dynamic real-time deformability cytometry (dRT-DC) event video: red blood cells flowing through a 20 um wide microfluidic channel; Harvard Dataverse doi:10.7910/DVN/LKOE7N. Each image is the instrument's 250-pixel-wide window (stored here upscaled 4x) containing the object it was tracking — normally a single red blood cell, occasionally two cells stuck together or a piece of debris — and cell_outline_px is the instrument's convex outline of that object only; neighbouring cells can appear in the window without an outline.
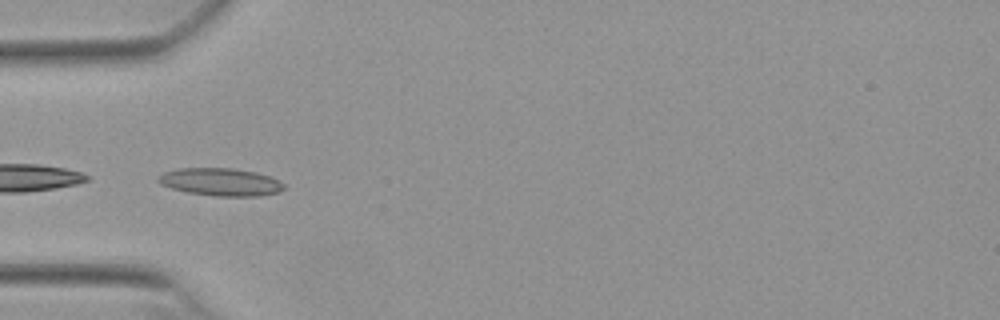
{"species": "Egyptian fruit bat (a non-hibernating species)", "species_latin": "Rousettus aegyptiacus", "temperature_condition": "warm", "stored_images_in_passage": 29, "segment_of_instrument_passage": [2, 2], "camera_frame_rate_fps": 3000, "um_per_image_px": 0.085, "animal": {"sex": "female"}, "frame": {"image": 1, "passage_image": 17, "time_ms": 5.333, "image_size_px": [1000, 320], "cell_outline_px": [[284, 188], [276, 192], [260, 196], [212, 196], [188, 192], [172, 188], [160, 184], [156, 180], [156, 176], [164, 172], [180, 168], [232, 168], [256, 172], [268, 176], [284, 184]], "centroid_in_image_um": [18.69, 15.46], "position_along_channel_um": 66.3, "area_um2": 20.17}}
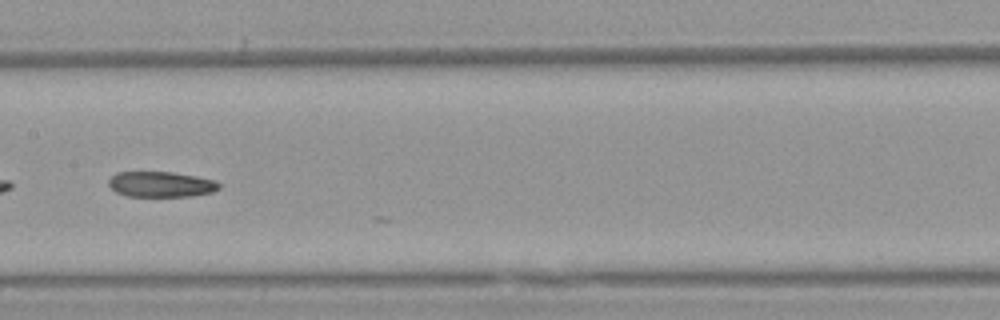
{"frame": {"image": 2, "passage_image": 27, "time_ms": 8.667, "image_size_px": [1000, 320], "cell_outline_px": [[220, 188], [212, 192], [192, 196], [128, 196], [116, 192], [108, 184], [108, 180], [116, 172], [172, 172], [196, 176], [216, 180], [220, 184]], "centroid_in_image_um": [13.7, 15.66], "position_along_channel_um": 193.7, "area_um2": 16.42}}